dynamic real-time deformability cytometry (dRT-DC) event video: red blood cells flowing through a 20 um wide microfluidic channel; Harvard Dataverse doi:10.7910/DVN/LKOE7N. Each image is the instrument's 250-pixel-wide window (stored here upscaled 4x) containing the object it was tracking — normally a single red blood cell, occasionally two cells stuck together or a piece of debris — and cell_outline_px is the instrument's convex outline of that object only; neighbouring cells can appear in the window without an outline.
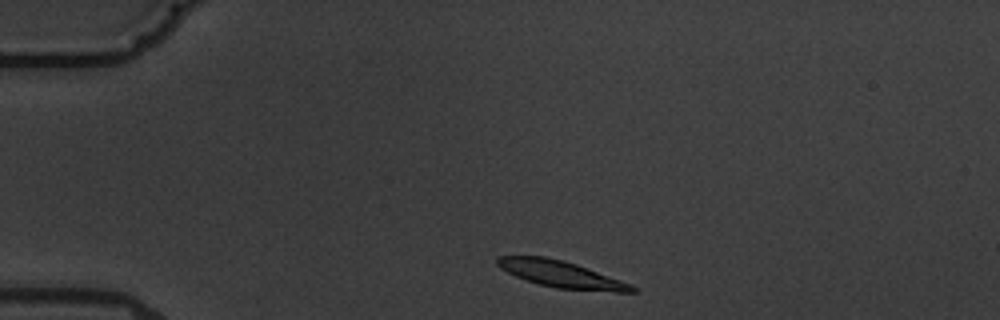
{"species": "common noctule bat (a hibernating species)", "species_latin": "Nyctalus noctula", "temperature_condition": "warm", "stored_images_in_passage": 8, "camera_frame_rate_fps": 3000, "um_per_image_px": 0.085, "animal": {"sex": "male", "body_mass_g": 19.5, "forearm_length_mm": 54.6}, "frame": {"image": 1, "passage_image": 1, "time_ms": 0.0, "image_size_px": [1000, 320], "cell_outline_px": [[640, 292], [616, 292], [556, 288], [540, 284], [516, 276], [500, 268], [496, 264], [496, 256], [544, 256], [564, 260], [576, 264], [632, 284]], "centroid_in_image_um": [47.72, 23.31], "position_along_channel_um": 37.3, "area_um2": 20.81}}
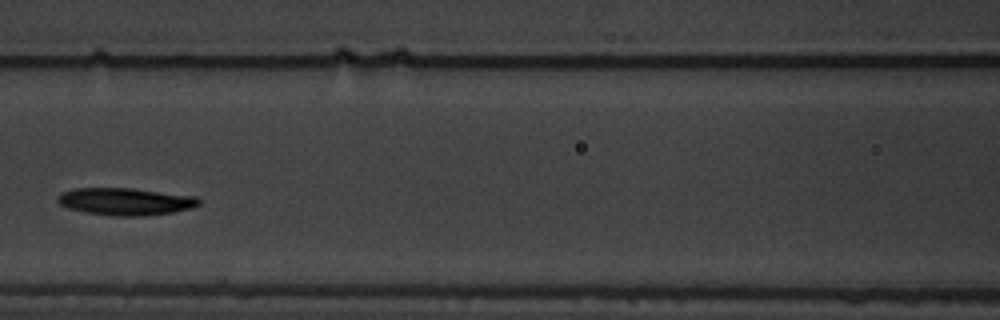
{"frame": {"image": 2, "passage_image": 5, "time_ms": 4.667, "image_size_px": [1000, 320], "cell_outline_px": [[200, 204], [192, 208], [172, 212], [144, 216], [112, 216], [84, 212], [68, 208], [60, 204], [56, 200], [64, 192], [72, 188], [132, 188], [196, 196], [200, 200]], "centroid_in_image_um": [10.68, 17.13], "position_along_channel_um": 155.9, "area_um2": 22.48}}
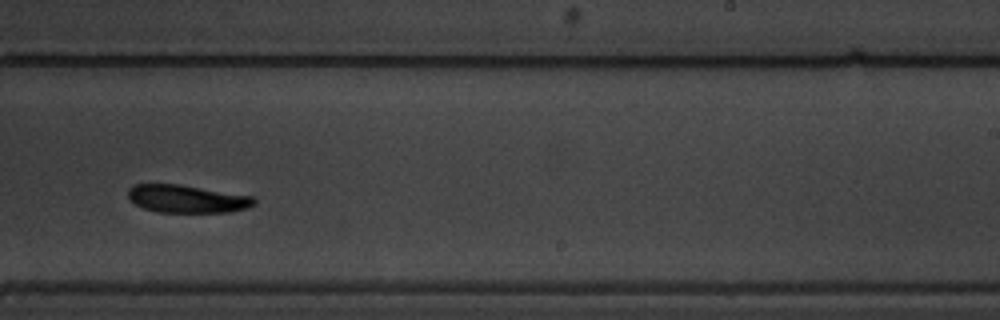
{"frame": {"image": 3, "passage_image": 8, "time_ms": 8.0, "image_size_px": [1000, 320], "cell_outline_px": [[256, 204], [248, 208], [232, 212], [156, 212], [144, 208], [128, 200], [128, 188], [132, 184], [180, 184], [252, 196], [256, 200]], "centroid_in_image_um": [15.88, 16.9], "position_along_channel_um": 273.1, "area_um2": 20.63}}